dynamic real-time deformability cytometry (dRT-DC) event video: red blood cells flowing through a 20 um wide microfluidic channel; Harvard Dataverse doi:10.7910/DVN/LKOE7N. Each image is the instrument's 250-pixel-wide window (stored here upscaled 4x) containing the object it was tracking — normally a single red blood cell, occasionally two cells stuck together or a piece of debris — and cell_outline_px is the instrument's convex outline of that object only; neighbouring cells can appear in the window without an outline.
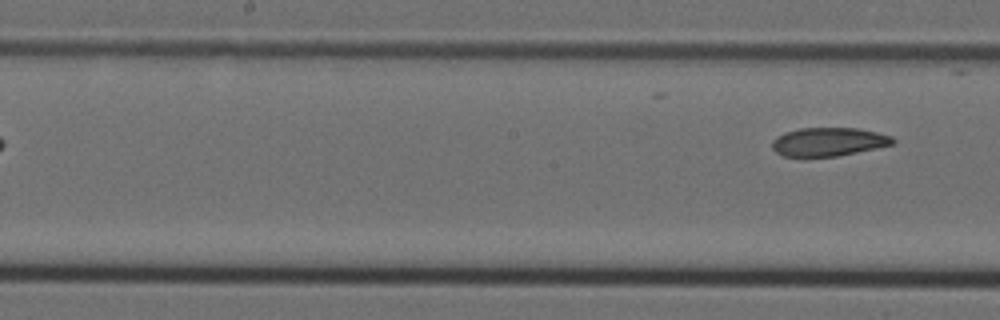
{"species": "Egyptian fruit bat (a non-hibernating species)", "species_latin": "Rousettus aegyptiacus", "temperature_condition": "cold", "stored_images_in_passage": 5, "segment_of_instrument_passage": [2, 2], "camera_frame_rate_fps": 3000, "um_per_image_px": 0.085, "animal": {"sex": "female"}, "frame": {"image": 1, "passage_image": 5, "time_ms": 1.333, "image_size_px": [1000, 320], "cell_outline_px": [[896, 144], [836, 156], [784, 156], [776, 152], [772, 148], [772, 140], [776, 136], [784, 132], [800, 128], [856, 128], [876, 132], [892, 136], [896, 140]], "centroid_in_image_um": [70.43, 12.04], "position_along_channel_um": 177.8, "area_um2": 20.06}}